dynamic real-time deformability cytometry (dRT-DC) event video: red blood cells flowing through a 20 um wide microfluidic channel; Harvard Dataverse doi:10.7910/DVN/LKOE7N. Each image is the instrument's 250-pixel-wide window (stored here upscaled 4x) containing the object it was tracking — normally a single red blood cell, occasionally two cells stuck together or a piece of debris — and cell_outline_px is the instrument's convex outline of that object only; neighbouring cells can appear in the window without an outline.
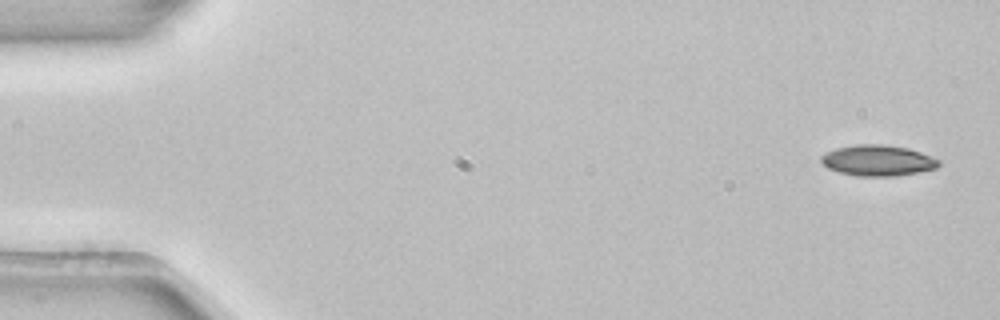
{"species": "common noctule bat (a hibernating species)", "species_latin": "Nyctalus noctula", "temperature_condition": "room temperature", "stored_images_in_passage": 6, "camera_frame_rate_fps": 3000, "um_per_image_px": 0.085, "animal": {"sex": "female", "body_mass_g": 22.7, "forearm_length_mm": 54.2}, "frame": {"image": 1, "passage_image": 1, "time_ms": 0.0, "image_size_px": [1000, 320], "cell_outline_px": [[940, 164], [936, 168], [896, 176], [856, 176], [840, 172], [828, 168], [820, 160], [820, 156], [836, 148], [856, 144], [884, 144], [908, 148], [920, 152], [940, 160]], "centroid_in_image_um": [74.61, 13.63], "position_along_channel_um": 10.4, "area_um2": 21.04}}
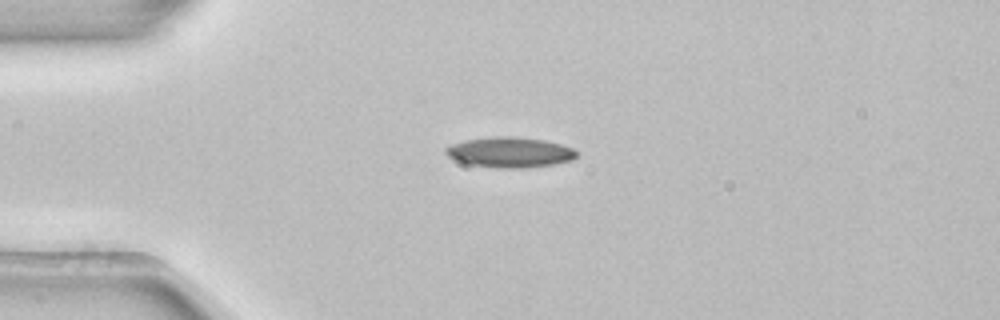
{"frame": {"image": 2, "passage_image": 4, "time_ms": 1.0, "image_size_px": [1000, 320], "cell_outline_px": [[576, 156], [572, 160], [552, 164], [524, 168], [496, 168], [468, 164], [456, 160], [448, 156], [444, 152], [444, 148], [452, 144], [464, 140], [496, 136], [512, 136], [544, 140], [560, 144], [572, 148], [576, 152]], "centroid_in_image_um": [43.29, 12.94], "position_along_channel_um": 41.7, "area_um2": 23.06}}